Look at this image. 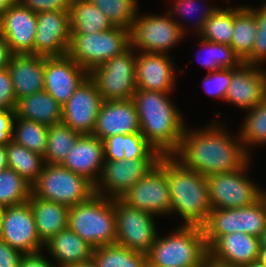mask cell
Listing matches in <instances>:
<instances>
[{
    "mask_svg": "<svg viewBox=\"0 0 266 267\" xmlns=\"http://www.w3.org/2000/svg\"><path fill=\"white\" fill-rule=\"evenodd\" d=\"M217 121L214 119L209 126L196 129H188L186 125L180 146L172 155L186 168L206 177L240 170L252 159L239 133L230 134Z\"/></svg>",
    "mask_w": 266,
    "mask_h": 267,
    "instance_id": "obj_1",
    "label": "cell"
},
{
    "mask_svg": "<svg viewBox=\"0 0 266 267\" xmlns=\"http://www.w3.org/2000/svg\"><path fill=\"white\" fill-rule=\"evenodd\" d=\"M170 94L137 89L132 97L140 132L162 156L173 155L178 150L186 127L185 117Z\"/></svg>",
    "mask_w": 266,
    "mask_h": 267,
    "instance_id": "obj_2",
    "label": "cell"
},
{
    "mask_svg": "<svg viewBox=\"0 0 266 267\" xmlns=\"http://www.w3.org/2000/svg\"><path fill=\"white\" fill-rule=\"evenodd\" d=\"M165 173L170 190V215H180L181 225L203 227L212 210L207 177L186 168L172 155L165 156Z\"/></svg>",
    "mask_w": 266,
    "mask_h": 267,
    "instance_id": "obj_3",
    "label": "cell"
},
{
    "mask_svg": "<svg viewBox=\"0 0 266 267\" xmlns=\"http://www.w3.org/2000/svg\"><path fill=\"white\" fill-rule=\"evenodd\" d=\"M169 235H157L147 254L158 267H204L208 249L203 227L180 225ZM165 236V237H164Z\"/></svg>",
    "mask_w": 266,
    "mask_h": 267,
    "instance_id": "obj_4",
    "label": "cell"
},
{
    "mask_svg": "<svg viewBox=\"0 0 266 267\" xmlns=\"http://www.w3.org/2000/svg\"><path fill=\"white\" fill-rule=\"evenodd\" d=\"M68 228L93 248L115 244L117 231L114 199L94 193L83 203L71 206Z\"/></svg>",
    "mask_w": 266,
    "mask_h": 267,
    "instance_id": "obj_5",
    "label": "cell"
},
{
    "mask_svg": "<svg viewBox=\"0 0 266 267\" xmlns=\"http://www.w3.org/2000/svg\"><path fill=\"white\" fill-rule=\"evenodd\" d=\"M130 47V29L114 26L104 32L71 34L67 54L89 73Z\"/></svg>",
    "mask_w": 266,
    "mask_h": 267,
    "instance_id": "obj_6",
    "label": "cell"
},
{
    "mask_svg": "<svg viewBox=\"0 0 266 267\" xmlns=\"http://www.w3.org/2000/svg\"><path fill=\"white\" fill-rule=\"evenodd\" d=\"M32 194L41 199L64 204L79 205L94 193V185L85 177L60 164L45 163L38 179L31 185Z\"/></svg>",
    "mask_w": 266,
    "mask_h": 267,
    "instance_id": "obj_7",
    "label": "cell"
},
{
    "mask_svg": "<svg viewBox=\"0 0 266 267\" xmlns=\"http://www.w3.org/2000/svg\"><path fill=\"white\" fill-rule=\"evenodd\" d=\"M266 229V193L250 206L212 209L203 226L205 242L209 249L221 236L245 233L260 238Z\"/></svg>",
    "mask_w": 266,
    "mask_h": 267,
    "instance_id": "obj_8",
    "label": "cell"
},
{
    "mask_svg": "<svg viewBox=\"0 0 266 267\" xmlns=\"http://www.w3.org/2000/svg\"><path fill=\"white\" fill-rule=\"evenodd\" d=\"M138 11L130 29L131 47L136 52L168 54L185 39L181 27L166 12L141 15Z\"/></svg>",
    "mask_w": 266,
    "mask_h": 267,
    "instance_id": "obj_9",
    "label": "cell"
},
{
    "mask_svg": "<svg viewBox=\"0 0 266 267\" xmlns=\"http://www.w3.org/2000/svg\"><path fill=\"white\" fill-rule=\"evenodd\" d=\"M136 59L137 52L130 47L88 73L103 101L132 99L137 90Z\"/></svg>",
    "mask_w": 266,
    "mask_h": 267,
    "instance_id": "obj_10",
    "label": "cell"
},
{
    "mask_svg": "<svg viewBox=\"0 0 266 267\" xmlns=\"http://www.w3.org/2000/svg\"><path fill=\"white\" fill-rule=\"evenodd\" d=\"M251 161L242 169L207 177L208 197L211 209H230L252 205L266 190L249 179ZM258 185V186H257Z\"/></svg>",
    "mask_w": 266,
    "mask_h": 267,
    "instance_id": "obj_11",
    "label": "cell"
},
{
    "mask_svg": "<svg viewBox=\"0 0 266 267\" xmlns=\"http://www.w3.org/2000/svg\"><path fill=\"white\" fill-rule=\"evenodd\" d=\"M120 200L127 206L147 211L155 216L171 214V199L168 179L165 173V156Z\"/></svg>",
    "mask_w": 266,
    "mask_h": 267,
    "instance_id": "obj_12",
    "label": "cell"
},
{
    "mask_svg": "<svg viewBox=\"0 0 266 267\" xmlns=\"http://www.w3.org/2000/svg\"><path fill=\"white\" fill-rule=\"evenodd\" d=\"M114 205L116 244L147 255L159 233L154 219L157 216L129 207L120 199H114Z\"/></svg>",
    "mask_w": 266,
    "mask_h": 267,
    "instance_id": "obj_13",
    "label": "cell"
},
{
    "mask_svg": "<svg viewBox=\"0 0 266 267\" xmlns=\"http://www.w3.org/2000/svg\"><path fill=\"white\" fill-rule=\"evenodd\" d=\"M0 239L24 254L44 250L29 202L1 208Z\"/></svg>",
    "mask_w": 266,
    "mask_h": 267,
    "instance_id": "obj_14",
    "label": "cell"
},
{
    "mask_svg": "<svg viewBox=\"0 0 266 267\" xmlns=\"http://www.w3.org/2000/svg\"><path fill=\"white\" fill-rule=\"evenodd\" d=\"M159 159H128L105 161L95 194L120 199L138 180L146 175Z\"/></svg>",
    "mask_w": 266,
    "mask_h": 267,
    "instance_id": "obj_15",
    "label": "cell"
},
{
    "mask_svg": "<svg viewBox=\"0 0 266 267\" xmlns=\"http://www.w3.org/2000/svg\"><path fill=\"white\" fill-rule=\"evenodd\" d=\"M103 100L89 76L62 106V123L80 134H92Z\"/></svg>",
    "mask_w": 266,
    "mask_h": 267,
    "instance_id": "obj_16",
    "label": "cell"
},
{
    "mask_svg": "<svg viewBox=\"0 0 266 267\" xmlns=\"http://www.w3.org/2000/svg\"><path fill=\"white\" fill-rule=\"evenodd\" d=\"M36 19L34 55L43 57L66 55L71 41L69 12H38Z\"/></svg>",
    "mask_w": 266,
    "mask_h": 267,
    "instance_id": "obj_17",
    "label": "cell"
},
{
    "mask_svg": "<svg viewBox=\"0 0 266 267\" xmlns=\"http://www.w3.org/2000/svg\"><path fill=\"white\" fill-rule=\"evenodd\" d=\"M87 77L88 72L68 54L45 57L44 90L62 106Z\"/></svg>",
    "mask_w": 266,
    "mask_h": 267,
    "instance_id": "obj_18",
    "label": "cell"
},
{
    "mask_svg": "<svg viewBox=\"0 0 266 267\" xmlns=\"http://www.w3.org/2000/svg\"><path fill=\"white\" fill-rule=\"evenodd\" d=\"M259 67L243 62L232 68V80L224 100L226 103L248 111L266 98V70Z\"/></svg>",
    "mask_w": 266,
    "mask_h": 267,
    "instance_id": "obj_19",
    "label": "cell"
},
{
    "mask_svg": "<svg viewBox=\"0 0 266 267\" xmlns=\"http://www.w3.org/2000/svg\"><path fill=\"white\" fill-rule=\"evenodd\" d=\"M36 13L19 3L11 4L0 19V34L13 55H34Z\"/></svg>",
    "mask_w": 266,
    "mask_h": 267,
    "instance_id": "obj_20",
    "label": "cell"
},
{
    "mask_svg": "<svg viewBox=\"0 0 266 267\" xmlns=\"http://www.w3.org/2000/svg\"><path fill=\"white\" fill-rule=\"evenodd\" d=\"M172 55L137 52L136 86L148 91L174 92L176 70Z\"/></svg>",
    "mask_w": 266,
    "mask_h": 267,
    "instance_id": "obj_21",
    "label": "cell"
},
{
    "mask_svg": "<svg viewBox=\"0 0 266 267\" xmlns=\"http://www.w3.org/2000/svg\"><path fill=\"white\" fill-rule=\"evenodd\" d=\"M140 132L138 114L132 99L103 101L92 133L100 140Z\"/></svg>",
    "mask_w": 266,
    "mask_h": 267,
    "instance_id": "obj_22",
    "label": "cell"
},
{
    "mask_svg": "<svg viewBox=\"0 0 266 267\" xmlns=\"http://www.w3.org/2000/svg\"><path fill=\"white\" fill-rule=\"evenodd\" d=\"M104 163L103 141L92 134H82L60 165L85 177L95 186Z\"/></svg>",
    "mask_w": 266,
    "mask_h": 267,
    "instance_id": "obj_23",
    "label": "cell"
},
{
    "mask_svg": "<svg viewBox=\"0 0 266 267\" xmlns=\"http://www.w3.org/2000/svg\"><path fill=\"white\" fill-rule=\"evenodd\" d=\"M7 68L17 101L44 90L45 57L32 54L12 55Z\"/></svg>",
    "mask_w": 266,
    "mask_h": 267,
    "instance_id": "obj_24",
    "label": "cell"
},
{
    "mask_svg": "<svg viewBox=\"0 0 266 267\" xmlns=\"http://www.w3.org/2000/svg\"><path fill=\"white\" fill-rule=\"evenodd\" d=\"M260 238L241 232L221 236L209 249L215 259L246 266L258 261Z\"/></svg>",
    "mask_w": 266,
    "mask_h": 267,
    "instance_id": "obj_25",
    "label": "cell"
},
{
    "mask_svg": "<svg viewBox=\"0 0 266 267\" xmlns=\"http://www.w3.org/2000/svg\"><path fill=\"white\" fill-rule=\"evenodd\" d=\"M57 267H68L92 259L93 247L69 228L63 229L44 245Z\"/></svg>",
    "mask_w": 266,
    "mask_h": 267,
    "instance_id": "obj_26",
    "label": "cell"
},
{
    "mask_svg": "<svg viewBox=\"0 0 266 267\" xmlns=\"http://www.w3.org/2000/svg\"><path fill=\"white\" fill-rule=\"evenodd\" d=\"M28 202L33 210L38 236L44 244L58 232L68 228L70 207L37 198L32 193Z\"/></svg>",
    "mask_w": 266,
    "mask_h": 267,
    "instance_id": "obj_27",
    "label": "cell"
},
{
    "mask_svg": "<svg viewBox=\"0 0 266 267\" xmlns=\"http://www.w3.org/2000/svg\"><path fill=\"white\" fill-rule=\"evenodd\" d=\"M16 116L52 126L62 122V105L47 91H39L17 101Z\"/></svg>",
    "mask_w": 266,
    "mask_h": 267,
    "instance_id": "obj_28",
    "label": "cell"
},
{
    "mask_svg": "<svg viewBox=\"0 0 266 267\" xmlns=\"http://www.w3.org/2000/svg\"><path fill=\"white\" fill-rule=\"evenodd\" d=\"M69 15L71 34L98 33L114 27L107 16L88 0H72Z\"/></svg>",
    "mask_w": 266,
    "mask_h": 267,
    "instance_id": "obj_29",
    "label": "cell"
},
{
    "mask_svg": "<svg viewBox=\"0 0 266 267\" xmlns=\"http://www.w3.org/2000/svg\"><path fill=\"white\" fill-rule=\"evenodd\" d=\"M256 31L254 14L245 5L233 7V36L230 46L243 62L251 55Z\"/></svg>",
    "mask_w": 266,
    "mask_h": 267,
    "instance_id": "obj_30",
    "label": "cell"
},
{
    "mask_svg": "<svg viewBox=\"0 0 266 267\" xmlns=\"http://www.w3.org/2000/svg\"><path fill=\"white\" fill-rule=\"evenodd\" d=\"M8 168L13 169L31 185L43 171L44 156L28 150L11 140L7 145Z\"/></svg>",
    "mask_w": 266,
    "mask_h": 267,
    "instance_id": "obj_31",
    "label": "cell"
},
{
    "mask_svg": "<svg viewBox=\"0 0 266 267\" xmlns=\"http://www.w3.org/2000/svg\"><path fill=\"white\" fill-rule=\"evenodd\" d=\"M92 259L97 267H146L148 257L119 244H109L93 249Z\"/></svg>",
    "mask_w": 266,
    "mask_h": 267,
    "instance_id": "obj_32",
    "label": "cell"
},
{
    "mask_svg": "<svg viewBox=\"0 0 266 267\" xmlns=\"http://www.w3.org/2000/svg\"><path fill=\"white\" fill-rule=\"evenodd\" d=\"M81 135L62 122L49 126L44 154L45 163L61 164Z\"/></svg>",
    "mask_w": 266,
    "mask_h": 267,
    "instance_id": "obj_33",
    "label": "cell"
},
{
    "mask_svg": "<svg viewBox=\"0 0 266 267\" xmlns=\"http://www.w3.org/2000/svg\"><path fill=\"white\" fill-rule=\"evenodd\" d=\"M48 127L42 123L20 118L15 115L12 140L28 150L44 156L46 151Z\"/></svg>",
    "mask_w": 266,
    "mask_h": 267,
    "instance_id": "obj_34",
    "label": "cell"
},
{
    "mask_svg": "<svg viewBox=\"0 0 266 267\" xmlns=\"http://www.w3.org/2000/svg\"><path fill=\"white\" fill-rule=\"evenodd\" d=\"M246 112L247 115L237 133L246 150L252 155V147L266 145V98Z\"/></svg>",
    "mask_w": 266,
    "mask_h": 267,
    "instance_id": "obj_35",
    "label": "cell"
},
{
    "mask_svg": "<svg viewBox=\"0 0 266 267\" xmlns=\"http://www.w3.org/2000/svg\"><path fill=\"white\" fill-rule=\"evenodd\" d=\"M31 190V184L13 169L0 171V208L28 202Z\"/></svg>",
    "mask_w": 266,
    "mask_h": 267,
    "instance_id": "obj_36",
    "label": "cell"
},
{
    "mask_svg": "<svg viewBox=\"0 0 266 267\" xmlns=\"http://www.w3.org/2000/svg\"><path fill=\"white\" fill-rule=\"evenodd\" d=\"M199 41L200 48L203 51L205 50L204 52L206 53V59H198L199 64L207 69V72L225 68H237L243 63L230 45L210 42L202 38ZM196 54V58H199V53L197 52Z\"/></svg>",
    "mask_w": 266,
    "mask_h": 267,
    "instance_id": "obj_37",
    "label": "cell"
},
{
    "mask_svg": "<svg viewBox=\"0 0 266 267\" xmlns=\"http://www.w3.org/2000/svg\"><path fill=\"white\" fill-rule=\"evenodd\" d=\"M198 36L210 42L230 45L233 36V7L218 6Z\"/></svg>",
    "mask_w": 266,
    "mask_h": 267,
    "instance_id": "obj_38",
    "label": "cell"
},
{
    "mask_svg": "<svg viewBox=\"0 0 266 267\" xmlns=\"http://www.w3.org/2000/svg\"><path fill=\"white\" fill-rule=\"evenodd\" d=\"M200 1V0H198ZM198 1L197 0H173V3L171 5V9L167 10V12L172 16V19L181 27V31L187 35V33L189 31H191V29L188 30L187 25H183L182 23V19L181 21H179L180 18H183V20L188 19L187 16L190 17V15H192V13H196L195 16L199 13L200 15H198L195 19L194 23L193 20H191L193 23V29L192 31L196 32V36L199 35V33L203 30V27L205 25V22L209 19V17L212 15V13L218 8V6H211L209 7L208 3L207 7L206 6H202L204 0L202 1V4L200 6H198ZM207 1V0H205ZM197 4V5H196ZM201 7V8H200ZM199 11V12H198ZM174 16V17H173ZM178 16V17H177ZM194 16V15H193ZM199 17V18H198ZM177 18L178 21H177ZM195 29V30H194Z\"/></svg>",
    "mask_w": 266,
    "mask_h": 267,
    "instance_id": "obj_39",
    "label": "cell"
},
{
    "mask_svg": "<svg viewBox=\"0 0 266 267\" xmlns=\"http://www.w3.org/2000/svg\"><path fill=\"white\" fill-rule=\"evenodd\" d=\"M96 6L113 26L131 29L138 13L137 0H88Z\"/></svg>",
    "mask_w": 266,
    "mask_h": 267,
    "instance_id": "obj_40",
    "label": "cell"
},
{
    "mask_svg": "<svg viewBox=\"0 0 266 267\" xmlns=\"http://www.w3.org/2000/svg\"><path fill=\"white\" fill-rule=\"evenodd\" d=\"M253 14L256 21V37L253 43L251 55L244 61L246 64L261 66L266 61V1L261 8L245 5ZM251 6V7H250Z\"/></svg>",
    "mask_w": 266,
    "mask_h": 267,
    "instance_id": "obj_41",
    "label": "cell"
},
{
    "mask_svg": "<svg viewBox=\"0 0 266 267\" xmlns=\"http://www.w3.org/2000/svg\"><path fill=\"white\" fill-rule=\"evenodd\" d=\"M124 159H160L162 155L141 132L125 134Z\"/></svg>",
    "mask_w": 266,
    "mask_h": 267,
    "instance_id": "obj_42",
    "label": "cell"
},
{
    "mask_svg": "<svg viewBox=\"0 0 266 267\" xmlns=\"http://www.w3.org/2000/svg\"><path fill=\"white\" fill-rule=\"evenodd\" d=\"M231 80L232 68H225L208 72L202 82L208 96L210 95L224 101Z\"/></svg>",
    "mask_w": 266,
    "mask_h": 267,
    "instance_id": "obj_43",
    "label": "cell"
},
{
    "mask_svg": "<svg viewBox=\"0 0 266 267\" xmlns=\"http://www.w3.org/2000/svg\"><path fill=\"white\" fill-rule=\"evenodd\" d=\"M17 99L8 68L0 69V111L15 110Z\"/></svg>",
    "mask_w": 266,
    "mask_h": 267,
    "instance_id": "obj_44",
    "label": "cell"
},
{
    "mask_svg": "<svg viewBox=\"0 0 266 267\" xmlns=\"http://www.w3.org/2000/svg\"><path fill=\"white\" fill-rule=\"evenodd\" d=\"M72 0H21L20 5L32 12L60 11L69 12Z\"/></svg>",
    "mask_w": 266,
    "mask_h": 267,
    "instance_id": "obj_45",
    "label": "cell"
},
{
    "mask_svg": "<svg viewBox=\"0 0 266 267\" xmlns=\"http://www.w3.org/2000/svg\"><path fill=\"white\" fill-rule=\"evenodd\" d=\"M105 161L124 159L125 135L119 134L106 138L104 141Z\"/></svg>",
    "mask_w": 266,
    "mask_h": 267,
    "instance_id": "obj_46",
    "label": "cell"
},
{
    "mask_svg": "<svg viewBox=\"0 0 266 267\" xmlns=\"http://www.w3.org/2000/svg\"><path fill=\"white\" fill-rule=\"evenodd\" d=\"M23 252L0 239V267H21Z\"/></svg>",
    "mask_w": 266,
    "mask_h": 267,
    "instance_id": "obj_47",
    "label": "cell"
},
{
    "mask_svg": "<svg viewBox=\"0 0 266 267\" xmlns=\"http://www.w3.org/2000/svg\"><path fill=\"white\" fill-rule=\"evenodd\" d=\"M15 115V110L0 111V146H6L12 140Z\"/></svg>",
    "mask_w": 266,
    "mask_h": 267,
    "instance_id": "obj_48",
    "label": "cell"
},
{
    "mask_svg": "<svg viewBox=\"0 0 266 267\" xmlns=\"http://www.w3.org/2000/svg\"><path fill=\"white\" fill-rule=\"evenodd\" d=\"M43 251L35 253L24 254L21 260V267H57L55 263H52V260L46 257V254L43 255Z\"/></svg>",
    "mask_w": 266,
    "mask_h": 267,
    "instance_id": "obj_49",
    "label": "cell"
},
{
    "mask_svg": "<svg viewBox=\"0 0 266 267\" xmlns=\"http://www.w3.org/2000/svg\"><path fill=\"white\" fill-rule=\"evenodd\" d=\"M12 55L9 45L0 34V69L8 67Z\"/></svg>",
    "mask_w": 266,
    "mask_h": 267,
    "instance_id": "obj_50",
    "label": "cell"
},
{
    "mask_svg": "<svg viewBox=\"0 0 266 267\" xmlns=\"http://www.w3.org/2000/svg\"><path fill=\"white\" fill-rule=\"evenodd\" d=\"M204 267H244V266L215 259L209 253H207Z\"/></svg>",
    "mask_w": 266,
    "mask_h": 267,
    "instance_id": "obj_51",
    "label": "cell"
},
{
    "mask_svg": "<svg viewBox=\"0 0 266 267\" xmlns=\"http://www.w3.org/2000/svg\"><path fill=\"white\" fill-rule=\"evenodd\" d=\"M8 168L7 149L6 146H0V171Z\"/></svg>",
    "mask_w": 266,
    "mask_h": 267,
    "instance_id": "obj_52",
    "label": "cell"
},
{
    "mask_svg": "<svg viewBox=\"0 0 266 267\" xmlns=\"http://www.w3.org/2000/svg\"><path fill=\"white\" fill-rule=\"evenodd\" d=\"M10 5L11 3L8 0H0V19L3 17V14Z\"/></svg>",
    "mask_w": 266,
    "mask_h": 267,
    "instance_id": "obj_53",
    "label": "cell"
},
{
    "mask_svg": "<svg viewBox=\"0 0 266 267\" xmlns=\"http://www.w3.org/2000/svg\"><path fill=\"white\" fill-rule=\"evenodd\" d=\"M68 267H97V266L96 263L93 261V259H91L86 262H82Z\"/></svg>",
    "mask_w": 266,
    "mask_h": 267,
    "instance_id": "obj_54",
    "label": "cell"
},
{
    "mask_svg": "<svg viewBox=\"0 0 266 267\" xmlns=\"http://www.w3.org/2000/svg\"><path fill=\"white\" fill-rule=\"evenodd\" d=\"M258 261L261 264L266 265V249L265 248H260Z\"/></svg>",
    "mask_w": 266,
    "mask_h": 267,
    "instance_id": "obj_55",
    "label": "cell"
},
{
    "mask_svg": "<svg viewBox=\"0 0 266 267\" xmlns=\"http://www.w3.org/2000/svg\"><path fill=\"white\" fill-rule=\"evenodd\" d=\"M260 248L266 249V229L262 232L260 236Z\"/></svg>",
    "mask_w": 266,
    "mask_h": 267,
    "instance_id": "obj_56",
    "label": "cell"
},
{
    "mask_svg": "<svg viewBox=\"0 0 266 267\" xmlns=\"http://www.w3.org/2000/svg\"><path fill=\"white\" fill-rule=\"evenodd\" d=\"M245 267H266V265L261 264L259 261H255L246 265Z\"/></svg>",
    "mask_w": 266,
    "mask_h": 267,
    "instance_id": "obj_57",
    "label": "cell"
},
{
    "mask_svg": "<svg viewBox=\"0 0 266 267\" xmlns=\"http://www.w3.org/2000/svg\"><path fill=\"white\" fill-rule=\"evenodd\" d=\"M11 4L19 3L21 0H8Z\"/></svg>",
    "mask_w": 266,
    "mask_h": 267,
    "instance_id": "obj_58",
    "label": "cell"
},
{
    "mask_svg": "<svg viewBox=\"0 0 266 267\" xmlns=\"http://www.w3.org/2000/svg\"><path fill=\"white\" fill-rule=\"evenodd\" d=\"M146 267H158V266H153V265H150L149 263H147Z\"/></svg>",
    "mask_w": 266,
    "mask_h": 267,
    "instance_id": "obj_59",
    "label": "cell"
}]
</instances>
